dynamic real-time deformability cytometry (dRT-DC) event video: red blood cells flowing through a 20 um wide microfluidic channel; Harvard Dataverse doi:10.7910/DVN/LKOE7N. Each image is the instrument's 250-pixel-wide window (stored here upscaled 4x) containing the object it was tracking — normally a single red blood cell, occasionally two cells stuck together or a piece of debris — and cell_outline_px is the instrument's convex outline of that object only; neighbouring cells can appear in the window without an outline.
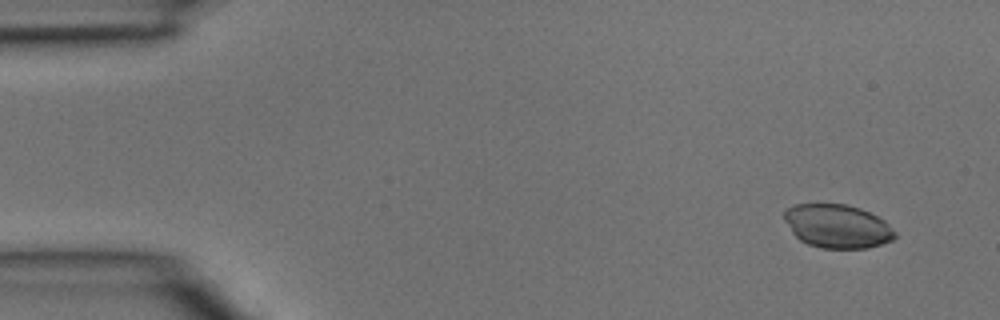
{"species": "common noctule bat (a hibernating species)", "species_latin": "Nyctalus noctula", "temperature_condition": "room temperature", "stored_images_in_passage": 4, "camera_frame_rate_fps": 3000, "um_per_image_px": 0.085, "animal": {"sex": "male", "body_mass_g": 15.6}, "frame": {"image": 1, "passage_image": 1, "time_ms": 0.0, "image_size_px": [1000, 320], "cell_outline_px": [[896, 236], [892, 240], [868, 248], [820, 248], [808, 244], [800, 240], [792, 232], [784, 220], [784, 212], [788, 208], [796, 204], [848, 204], [860, 208], [884, 220], [896, 232]], "centroid_in_image_um": [71.17, 19.23], "position_along_channel_um": 13.8, "area_um2": 28.03}}
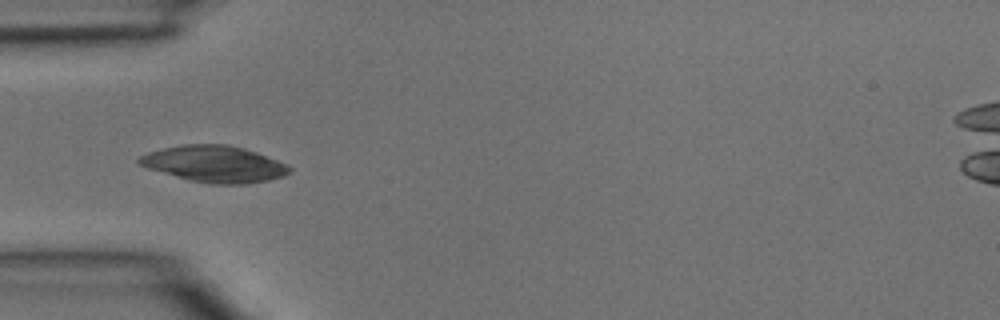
{"frame": {"image": 2, "passage_image": 4, "time_ms": 1.0, "image_size_px": [1000, 320], "cell_outline_px": [[292, 172], [284, 176], [268, 180], [244, 184], [208, 184], [176, 176], [148, 168], [140, 164], [136, 160], [140, 156], [148, 152], [180, 144], [228, 144], [244, 148], [256, 152], [288, 164], [292, 168]], "centroid_in_image_um": [18.27, 13.93], "position_along_channel_um": 66.7, "area_um2": 31.91}}